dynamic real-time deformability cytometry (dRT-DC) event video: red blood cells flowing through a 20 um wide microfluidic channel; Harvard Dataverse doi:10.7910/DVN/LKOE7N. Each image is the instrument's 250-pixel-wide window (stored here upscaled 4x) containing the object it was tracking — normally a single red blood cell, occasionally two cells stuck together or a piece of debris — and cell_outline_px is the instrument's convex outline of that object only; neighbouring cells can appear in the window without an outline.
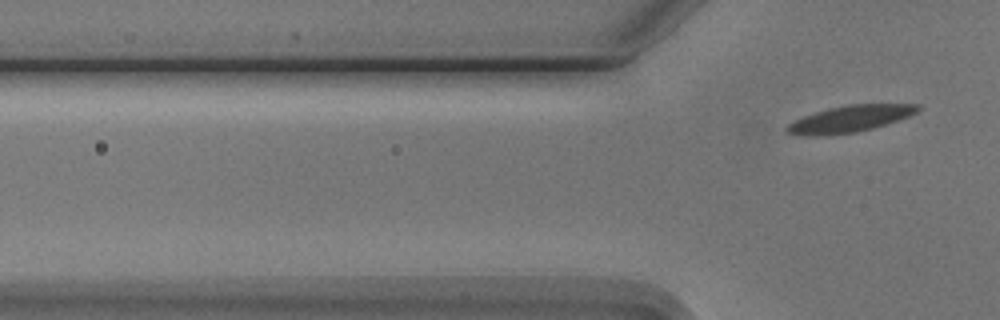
{"species": "Egyptian fruit bat (a non-hibernating species)", "species_latin": "Rousettus aegyptiacus", "temperature_condition": "cold", "stored_images_in_passage": 3, "segment_of_instrument_passage": [2, 2], "camera_frame_rate_fps": 3000, "um_per_image_px": 0.085, "animal": {"sex": "male"}, "frame": {"image": 1, "passage_image": 3, "time_ms": 2.333, "image_size_px": [1000, 320], "cell_outline_px": [[920, 108], [916, 112], [908, 116], [872, 128], [856, 132], [824, 136], [804, 136], [788, 132], [784, 128], [788, 124], [804, 116], [828, 108], [848, 104], [920, 104]], "centroid_in_image_um": [72.21, 10.1], "position_along_channel_um": 53.6, "area_um2": 20.06}}